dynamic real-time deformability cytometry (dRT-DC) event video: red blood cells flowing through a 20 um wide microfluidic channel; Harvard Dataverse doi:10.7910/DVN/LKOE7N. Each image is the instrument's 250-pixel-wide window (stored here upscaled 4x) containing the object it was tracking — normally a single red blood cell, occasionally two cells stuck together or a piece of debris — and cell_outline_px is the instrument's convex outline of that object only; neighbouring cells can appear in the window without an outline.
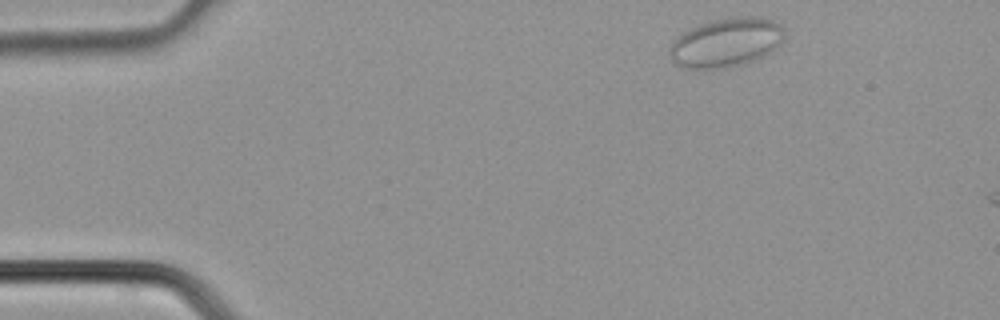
{"species": "common noctule bat (a hibernating species)", "species_latin": "Nyctalus noctula", "temperature_condition": "cold", "stored_images_in_passage": 6, "camera_frame_rate_fps": 3000, "um_per_image_px": 0.085, "animal": {"sex": "male", "body_mass_g": 21.5, "forearm_length_mm": 52.0}, "frame": {"image": 1, "passage_image": 1, "time_ms": 0.0, "image_size_px": [1000, 320], "cell_outline_px": [[784, 36], [780, 44], [764, 56], [744, 64], [728, 68], [684, 68], [672, 64], [668, 56], [668, 48], [684, 32], [708, 20], [736, 16], [756, 16], [772, 20], [780, 24], [784, 28]], "centroid_in_image_um": [61.71, 3.62], "position_along_channel_um": 23.3, "area_um2": 33.12}}